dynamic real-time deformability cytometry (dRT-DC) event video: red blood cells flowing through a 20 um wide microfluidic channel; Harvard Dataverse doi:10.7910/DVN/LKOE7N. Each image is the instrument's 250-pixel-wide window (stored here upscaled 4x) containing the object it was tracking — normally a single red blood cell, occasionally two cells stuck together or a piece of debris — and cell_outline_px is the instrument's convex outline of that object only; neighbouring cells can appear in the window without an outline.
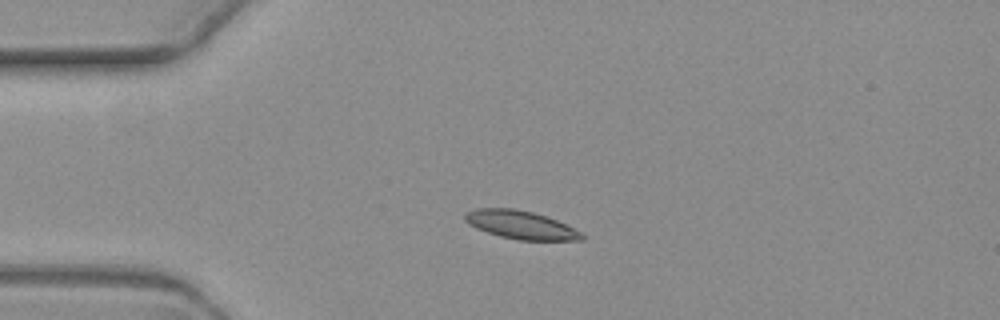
{"species": "common noctule bat (a hibernating species)", "species_latin": "Nyctalus noctula", "temperature_condition": "warm", "stored_images_in_passage": 5, "camera_frame_rate_fps": 3000, "um_per_image_px": 0.085, "animal": {"sex": "female", "body_mass_g": 19.3, "forearm_length_mm": 54.1}, "frame": {"image": 1, "passage_image": 3, "time_ms": 3.0, "image_size_px": [1000, 320], "cell_outline_px": [[584, 240], [520, 240], [500, 236], [476, 228], [468, 224], [464, 220], [464, 212], [476, 208], [516, 208], [532, 212], [556, 220], [580, 232], [584, 236]], "centroid_in_image_um": [44.2, 19.1], "position_along_channel_um": 40.8, "area_um2": 19.07}}
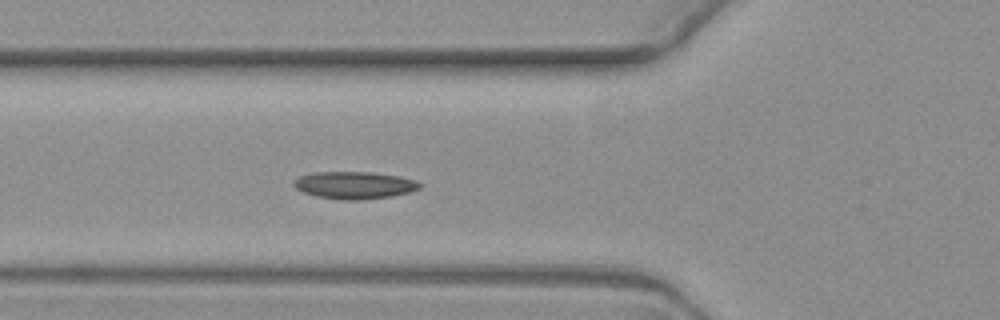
{"frame": {"image": 2, "passage_image": 5, "time_ms": 5.333, "image_size_px": [1000, 320], "cell_outline_px": [[424, 184], [420, 188], [408, 192], [392, 196], [360, 200], [340, 200], [316, 196], [304, 192], [296, 188], [292, 184], [292, 180], [300, 176], [316, 172], [372, 172], [400, 176], [416, 180]], "centroid_in_image_um": [30.14, 15.74], "position_along_channel_um": 95.7, "area_um2": 20.17}}